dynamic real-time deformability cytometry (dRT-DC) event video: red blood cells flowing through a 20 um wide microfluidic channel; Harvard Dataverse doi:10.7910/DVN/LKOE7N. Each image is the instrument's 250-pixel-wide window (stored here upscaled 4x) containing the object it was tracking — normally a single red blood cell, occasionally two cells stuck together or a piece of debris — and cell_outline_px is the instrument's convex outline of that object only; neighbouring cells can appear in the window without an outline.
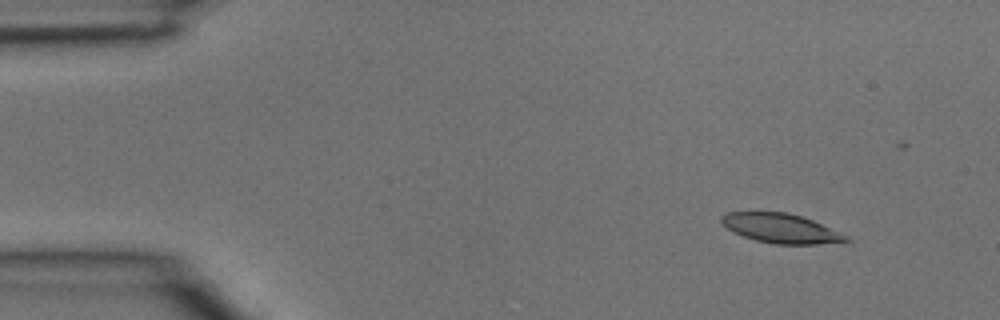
{"species": "common noctule bat (a hibernating species)", "species_latin": "Nyctalus noctula", "temperature_condition": "room temperature", "stored_images_in_passage": 4, "camera_frame_rate_fps": 3000, "um_per_image_px": 0.085, "animal": {"sex": "male", "body_mass_g": 15.6}, "frame": {"image": 1, "passage_image": 2, "time_ms": 0.333, "image_size_px": [1000, 320], "cell_outline_px": [[852, 240], [816, 244], [776, 244], [756, 240], [732, 232], [720, 220], [720, 216], [728, 212], [788, 212], [812, 220], [840, 232], [848, 236]], "centroid_in_image_um": [66.36, 19.4], "position_along_channel_um": 18.6, "area_um2": 21.1}}
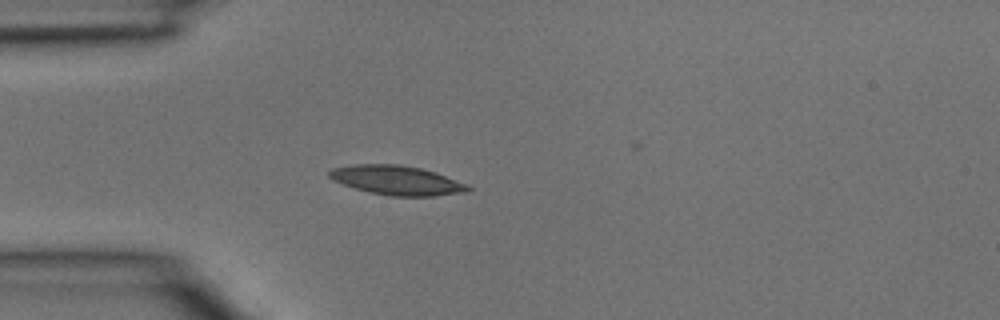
{"frame": {"image": 2, "passage_image": 4, "time_ms": 1.0, "image_size_px": [1000, 320], "cell_outline_px": [[472, 188], [468, 192], [436, 196], [392, 196], [368, 192], [332, 180], [328, 176], [328, 172], [332, 168], [352, 164], [400, 164], [420, 168], [436, 172], [468, 184]], "centroid_in_image_um": [33.76, 15.32], "position_along_channel_um": 51.2, "area_um2": 23.87}}